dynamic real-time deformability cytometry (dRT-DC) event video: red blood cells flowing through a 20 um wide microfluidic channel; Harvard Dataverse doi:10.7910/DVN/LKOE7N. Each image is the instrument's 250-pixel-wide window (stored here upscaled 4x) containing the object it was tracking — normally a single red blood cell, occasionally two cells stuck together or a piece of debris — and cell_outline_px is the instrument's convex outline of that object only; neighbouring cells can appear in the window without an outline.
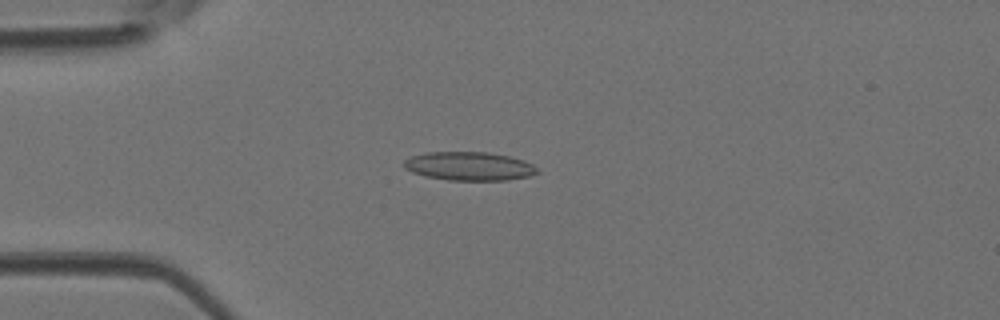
{"species": "Egyptian fruit bat (a non-hibernating species)", "species_latin": "Rousettus aegyptiacus", "temperature_condition": "room temperature", "stored_images_in_passage": 45, "camera_frame_rate_fps": 3000, "um_per_image_px": 0.085, "animal": {"sex": "female"}, "frame": {"image": 1, "passage_image": 11, "time_ms": 3.333, "image_size_px": [1000, 320], "cell_outline_px": [[540, 172], [528, 176], [508, 180], [448, 180], [424, 176], [412, 172], [404, 168], [404, 160], [412, 156], [424, 152], [488, 152], [508, 156], [524, 160], [532, 164]], "centroid_in_image_um": [39.86, 14.12], "position_along_channel_um": 45.1, "area_um2": 22.25}}
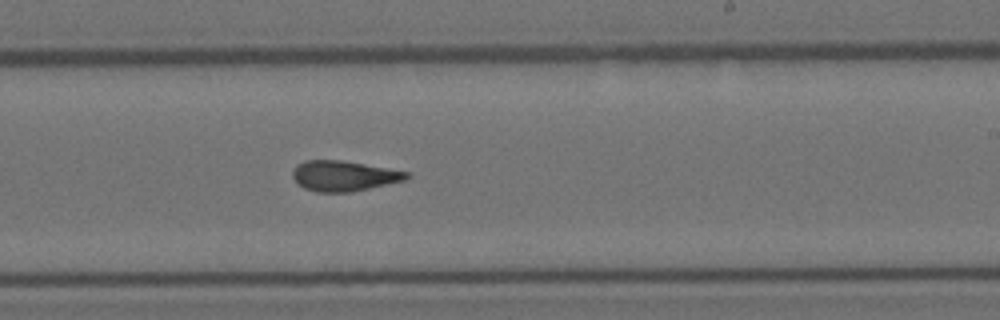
{"frame": {"image": 2, "passage_image": 27, "time_ms": 8.667, "image_size_px": [1000, 320], "cell_outline_px": [[412, 176], [404, 180], [352, 192], [316, 192], [304, 188], [296, 184], [292, 176], [292, 172], [296, 164], [304, 160], [340, 160], [364, 164], [408, 172]], "centroid_in_image_um": [29.17, 14.95], "position_along_channel_um": 259.8, "area_um2": 20.17}}
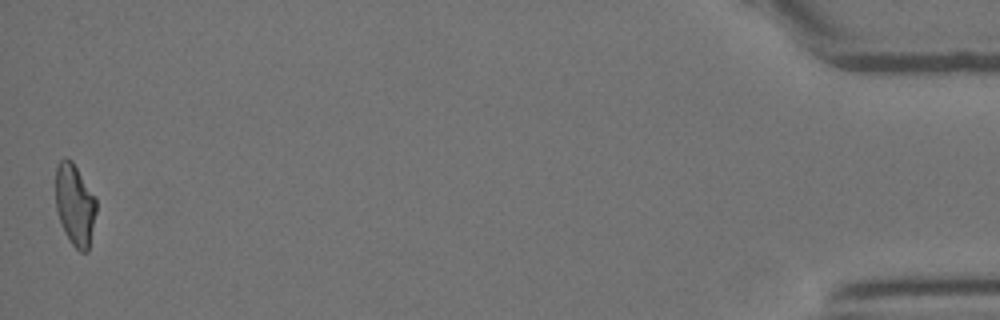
{"frame": {"image": 3, "passage_image": 45, "time_ms": 14.667, "image_size_px": [1000, 320], "cell_outline_px": [[96, 212], [88, 252], [80, 252], [72, 244], [60, 224], [56, 208], [56, 164], [64, 156], [72, 160], [96, 196]], "centroid_in_image_um": [6.37, 17.37], "position_along_channel_um": 428.8, "area_um2": 19.59}}